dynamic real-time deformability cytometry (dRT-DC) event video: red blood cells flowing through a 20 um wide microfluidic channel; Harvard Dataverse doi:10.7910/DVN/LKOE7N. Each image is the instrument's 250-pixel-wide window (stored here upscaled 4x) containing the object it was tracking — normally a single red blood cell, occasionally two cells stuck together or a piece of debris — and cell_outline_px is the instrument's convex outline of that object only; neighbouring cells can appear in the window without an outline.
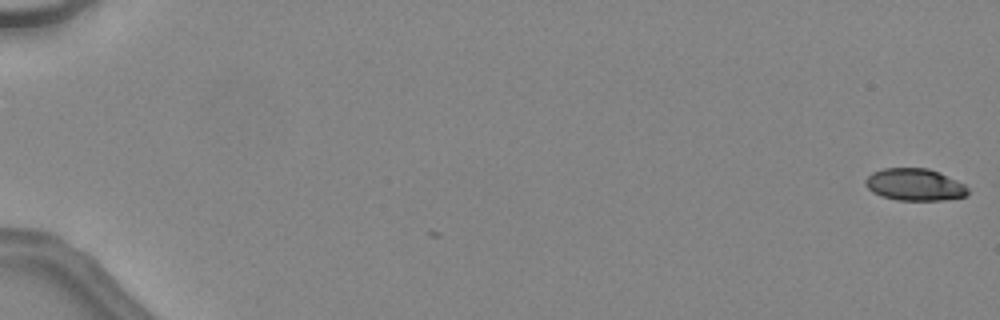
{"species": "common noctule bat (a hibernating species)", "species_latin": "Nyctalus noctula", "temperature_condition": "warm", "stored_images_in_passage": 3, "camera_frame_rate_fps": 3000, "um_per_image_px": 0.085, "animal": {"sex": "female", "body_mass_g": 24.6, "forearm_length_mm": 56.2}, "frame": {"image": 1, "passage_image": 1, "time_ms": 0.0, "image_size_px": [1000, 320], "cell_outline_px": [[968, 192], [964, 196], [944, 200], [896, 200], [880, 196], [872, 192], [864, 184], [864, 180], [872, 172], [884, 168], [928, 168], [940, 172], [964, 184], [968, 188]], "centroid_in_image_um": [77.72, 15.69], "position_along_channel_um": 7.3, "area_um2": 19.25}}